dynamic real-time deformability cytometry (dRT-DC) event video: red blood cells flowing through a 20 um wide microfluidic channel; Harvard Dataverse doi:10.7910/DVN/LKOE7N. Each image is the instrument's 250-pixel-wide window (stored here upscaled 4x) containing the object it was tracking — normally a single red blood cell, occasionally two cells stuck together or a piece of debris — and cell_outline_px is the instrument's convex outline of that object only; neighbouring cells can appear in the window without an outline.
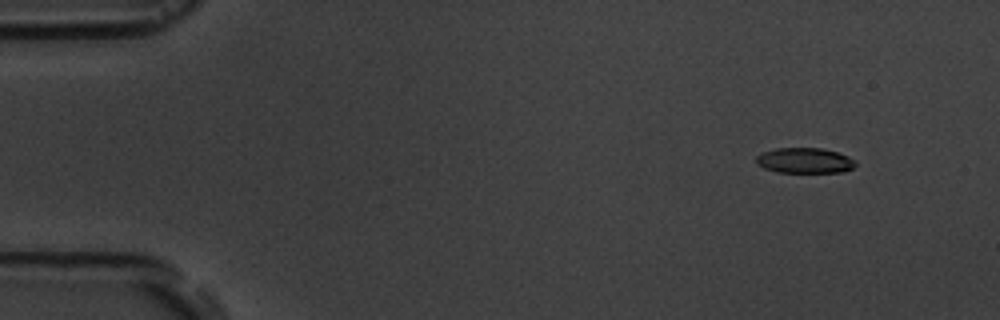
{"species": "common noctule bat (a hibernating species)", "species_latin": "Nyctalus noctula", "temperature_condition": "room temperature", "stored_images_in_passage": 5, "camera_frame_rate_fps": 3000, "um_per_image_px": 0.085, "animal": {"sex": "male", "body_mass_g": 19.5, "forearm_length_mm": 54.6}, "frame": {"image": 1, "passage_image": 2, "time_ms": 1.0, "image_size_px": [1000, 320], "cell_outline_px": [[856, 164], [852, 168], [844, 172], [776, 172], [764, 168], [756, 164], [756, 156], [764, 152], [776, 148], [820, 148], [836, 152], [848, 156], [856, 160]], "centroid_in_image_um": [68.4, 13.65], "position_along_channel_um": 16.6, "area_um2": 14.68}}